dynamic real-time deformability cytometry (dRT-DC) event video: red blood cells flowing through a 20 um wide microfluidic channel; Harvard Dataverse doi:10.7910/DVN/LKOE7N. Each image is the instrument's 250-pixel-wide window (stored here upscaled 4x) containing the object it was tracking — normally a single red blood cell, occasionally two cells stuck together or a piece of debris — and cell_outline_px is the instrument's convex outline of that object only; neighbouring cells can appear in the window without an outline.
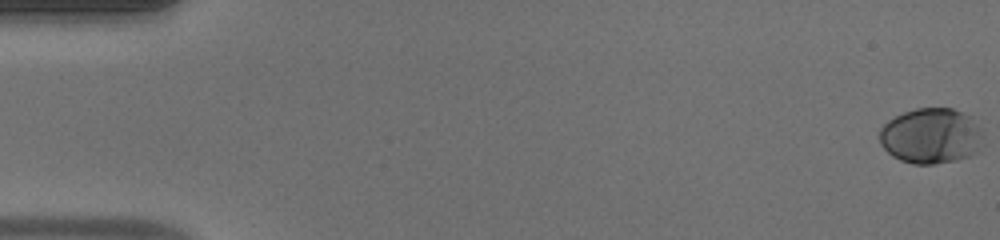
{"species": "human", "species_latin": "Homo sapiens", "temperature_condition": "warm", "stored_images_in_passage": 50, "camera_frame_rate_fps": 3000, "um_per_image_px": 0.085, "donor": {"sex": "male"}, "frame": {"image": 1, "passage_image": 1, "time_ms": 0.0, "image_size_px": [1000, 240], "cell_outline_px": [[984, 144], [972, 156], [956, 160], [932, 164], [912, 164], [900, 160], [892, 156], [880, 144], [880, 128], [888, 120], [904, 112], [916, 108], [952, 108], [972, 116], [984, 128]], "centroid_in_image_um": [79.21, 11.55], "position_along_channel_um": 5.8, "area_um2": 34.28}}
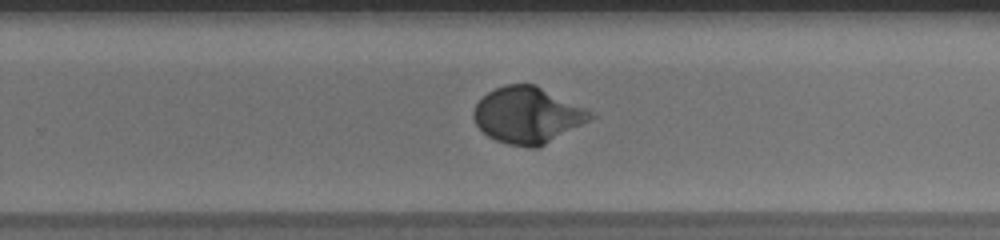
{"frame": {"image": 2, "passage_image": 33, "time_ms": 10.667, "image_size_px": [1000, 240], "cell_outline_px": [[596, 116], [540, 148], [528, 148], [508, 144], [496, 140], [488, 136], [476, 124], [472, 116], [472, 112], [476, 104], [488, 92], [496, 88], [508, 84], [536, 84], [592, 112]], "centroid_in_image_um": [44.83, 9.8], "position_along_channel_um": 285.0, "area_um2": 38.15}}
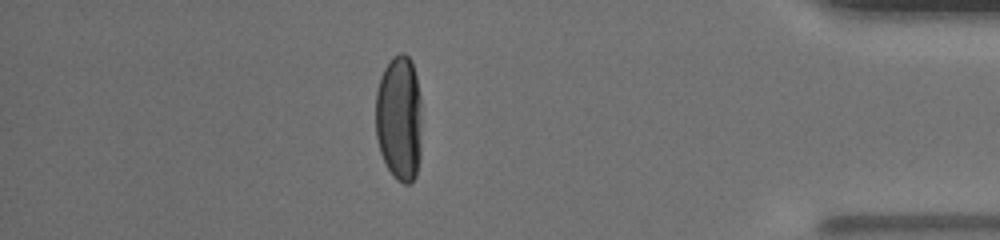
{"frame": {"image": 3, "passage_image": 44, "time_ms": 14.333, "image_size_px": [1000, 240], "cell_outline_px": [[420, 156], [416, 176], [408, 184], [404, 184], [396, 180], [388, 168], [380, 152], [376, 136], [376, 92], [380, 76], [384, 68], [392, 56], [400, 52], [404, 52], [412, 60], [416, 76], [420, 96]], "centroid_in_image_um": [33.92, 10.02], "position_along_channel_um": 401.3, "area_um2": 34.1}, "authors_computed_cell_mechanics": {"area_um2": 34.7378, "velocity_mm_per_s": 4.1995, "shape_relaxation_time_tau1_ms": 3.6891, "shape_relaxation_time_tau2_ms": null, "deformation_change_tau1": 0.2195, "deformation_change_tau2": null}}